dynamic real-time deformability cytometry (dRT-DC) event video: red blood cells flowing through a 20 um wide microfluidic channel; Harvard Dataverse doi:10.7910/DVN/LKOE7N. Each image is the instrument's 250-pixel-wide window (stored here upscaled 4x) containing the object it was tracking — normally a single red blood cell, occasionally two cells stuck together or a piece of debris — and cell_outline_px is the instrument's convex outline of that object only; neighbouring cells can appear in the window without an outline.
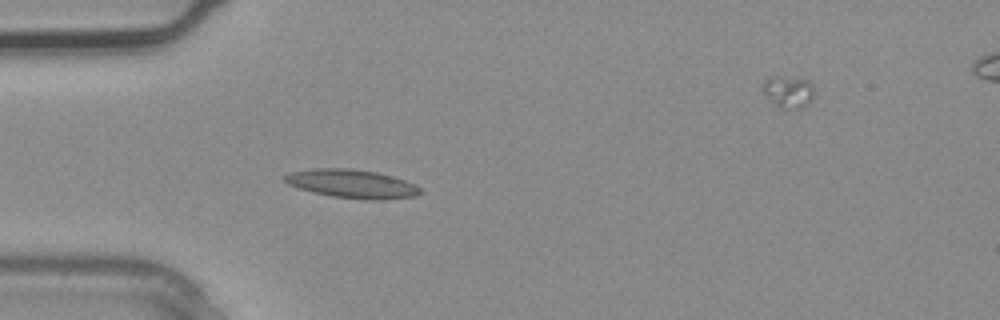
{"species": "common noctule bat (a hibernating species)", "species_latin": "Nyctalus noctula", "temperature_condition": "warm", "stored_images_in_passage": 4, "camera_frame_rate_fps": 3000, "um_per_image_px": 0.085, "animal": {"sex": "male", "body_mass_g": 20.4}, "frame": {"image": 1, "passage_image": 3, "time_ms": 0.667, "image_size_px": [1000, 320], "cell_outline_px": [[424, 192], [416, 196], [380, 200], [364, 200], [332, 196], [312, 192], [288, 184], [284, 180], [284, 176], [288, 172], [312, 168], [352, 168], [376, 172], [392, 176], [416, 184]], "centroid_in_image_um": [29.93, 15.62], "position_along_channel_um": 55.1, "area_um2": 22.77}}